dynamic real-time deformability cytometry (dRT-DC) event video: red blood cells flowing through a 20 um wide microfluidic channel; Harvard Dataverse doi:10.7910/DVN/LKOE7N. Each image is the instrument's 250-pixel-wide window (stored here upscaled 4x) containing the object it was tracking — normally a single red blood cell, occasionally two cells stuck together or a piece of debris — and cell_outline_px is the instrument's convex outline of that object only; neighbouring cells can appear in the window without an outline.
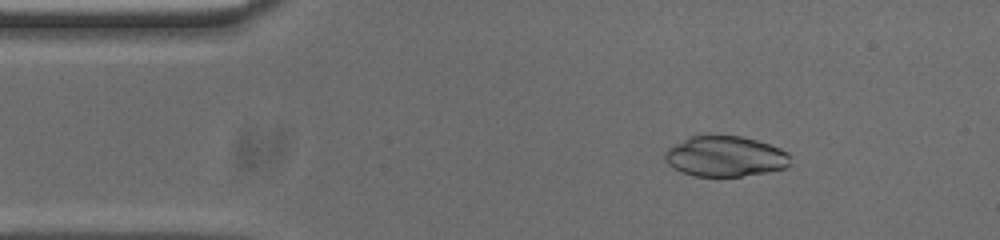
{"species": "common noctule bat (a hibernating species)", "species_latin": "Nyctalus noctula", "temperature_condition": "cold", "stored_images_in_passage": 53, "camera_frame_rate_fps": 3000, "um_per_image_px": 0.085, "animal": {"sex": "male", "body_mass_g": 20.0, "forearm_length_mm": 53.3}, "frame": {"image": 1, "passage_image": 7, "time_ms": 2.0, "image_size_px": [1000, 240], "cell_outline_px": [[788, 164], [784, 168], [768, 172], [740, 176], [696, 176], [672, 168], [664, 160], [664, 152], [668, 148], [692, 136], [740, 136], [756, 140], [780, 148], [788, 152]], "centroid_in_image_um": [61.62, 13.3], "position_along_channel_um": 23.4, "area_um2": 29.19}}
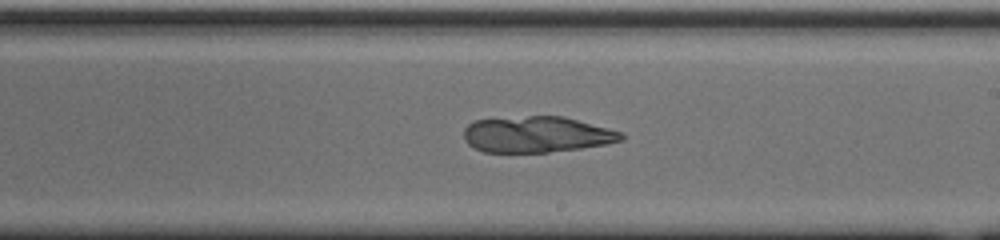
{"frame": {"image": 2, "passage_image": 29, "time_ms": 9.333, "image_size_px": [1000, 240], "cell_outline_px": [[624, 140], [608, 144], [580, 148], [548, 152], [484, 152], [468, 144], [464, 140], [464, 128], [468, 124], [476, 120], [528, 116], [564, 116], [624, 132]], "centroid_in_image_um": [45.66, 11.43], "position_along_channel_um": 243.3, "area_um2": 33.18}}